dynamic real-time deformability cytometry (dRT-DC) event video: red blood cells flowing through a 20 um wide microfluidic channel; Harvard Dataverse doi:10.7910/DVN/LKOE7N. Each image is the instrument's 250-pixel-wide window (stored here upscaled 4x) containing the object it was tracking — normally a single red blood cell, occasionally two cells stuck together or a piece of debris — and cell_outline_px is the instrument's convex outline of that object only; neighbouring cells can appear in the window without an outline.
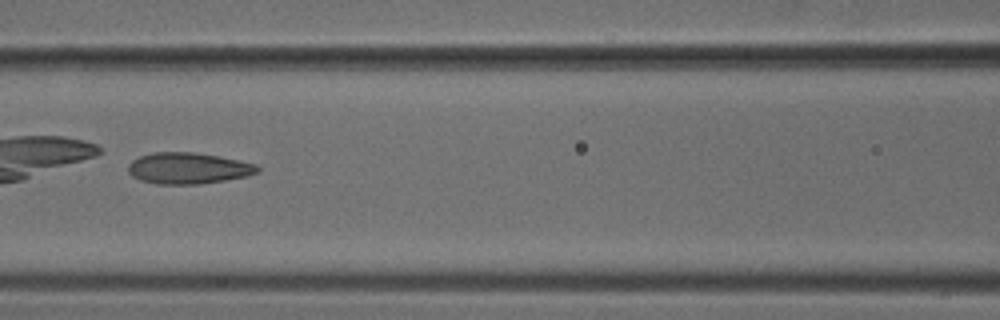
{"species": "common noctule bat (a hibernating species)", "species_latin": "Nyctalus noctula", "temperature_condition": "cold", "stored_images_in_passage": 7, "camera_frame_rate_fps": 3000, "um_per_image_px": 0.085, "animal": {"sex": "male", "body_mass_g": 18.8}, "frame": {"image": 1, "passage_image": 6, "time_ms": 1.667, "image_size_px": [1000, 320], "cell_outline_px": [[260, 172], [248, 176], [200, 184], [156, 184], [140, 180], [132, 176], [128, 172], [128, 164], [132, 160], [140, 156], [152, 152], [192, 152], [220, 156], [256, 164], [260, 168]], "centroid_in_image_um": [15.99, 14.3], "position_along_channel_um": 150.6, "area_um2": 23.7}}